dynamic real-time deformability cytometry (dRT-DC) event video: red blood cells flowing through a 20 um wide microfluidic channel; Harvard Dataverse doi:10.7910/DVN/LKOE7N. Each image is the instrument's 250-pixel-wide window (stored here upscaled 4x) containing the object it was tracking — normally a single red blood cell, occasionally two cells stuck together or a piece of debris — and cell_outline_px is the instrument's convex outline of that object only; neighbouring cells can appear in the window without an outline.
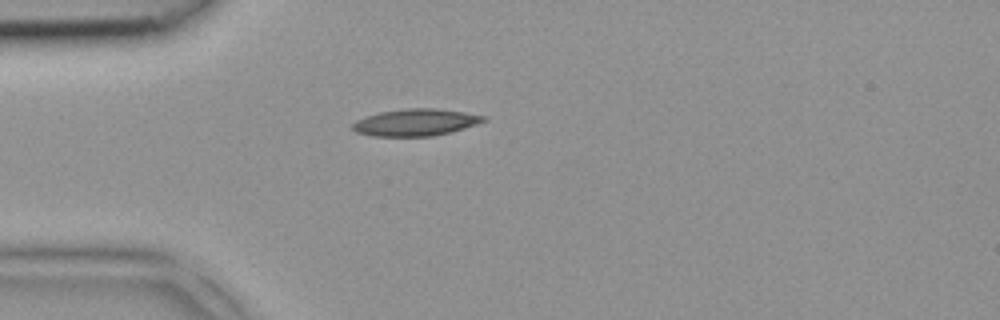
{"species": "common noctule bat (a hibernating species)", "species_latin": "Nyctalus noctula", "temperature_condition": "room temperature", "stored_images_in_passage": 1, "camera_frame_rate_fps": 3000, "um_per_image_px": 0.085, "animal": {"sex": "female", "body_mass_g": 18.4}, "frame": {"image": 1, "passage_image": 1, "time_ms": 0.0, "image_size_px": [1000, 320], "cell_outline_px": [[488, 120], [452, 132], [432, 136], [372, 136], [356, 132], [352, 128], [352, 124], [356, 120], [380, 112], [408, 108], [436, 108], [464, 112], [488, 116]], "centroid_in_image_um": [35.36, 10.4], "position_along_channel_um": 49.6, "area_um2": 20.58}}